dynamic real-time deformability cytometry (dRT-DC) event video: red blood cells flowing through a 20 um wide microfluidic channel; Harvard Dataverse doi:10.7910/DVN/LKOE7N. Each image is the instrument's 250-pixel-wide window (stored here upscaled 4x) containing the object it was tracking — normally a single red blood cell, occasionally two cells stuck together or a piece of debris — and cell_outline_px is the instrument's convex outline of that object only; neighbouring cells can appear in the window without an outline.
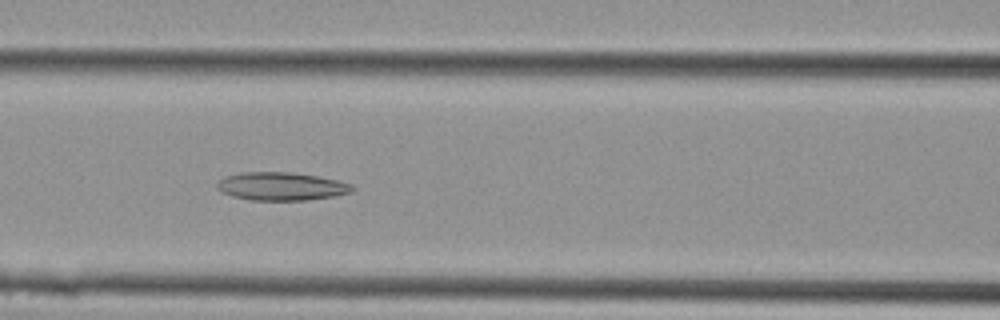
{"species": "Egyptian fruit bat (a non-hibernating species)", "species_latin": "Rousettus aegyptiacus", "temperature_condition": "cold", "stored_images_in_passage": 17, "camera_frame_rate_fps": 3000, "um_per_image_px": 0.085, "animal": {"sex": "female"}, "frame": {"image": 1, "passage_image": 12, "time_ms": 3.667, "image_size_px": [1000, 320], "cell_outline_px": [[356, 188], [352, 192], [336, 196], [308, 200], [252, 200], [232, 196], [220, 192], [216, 188], [216, 184], [224, 176], [240, 172], [292, 172], [316, 176], [336, 180], [352, 184]], "centroid_in_image_um": [23.9, 15.84], "position_along_channel_um": 142.7, "area_um2": 22.37}}
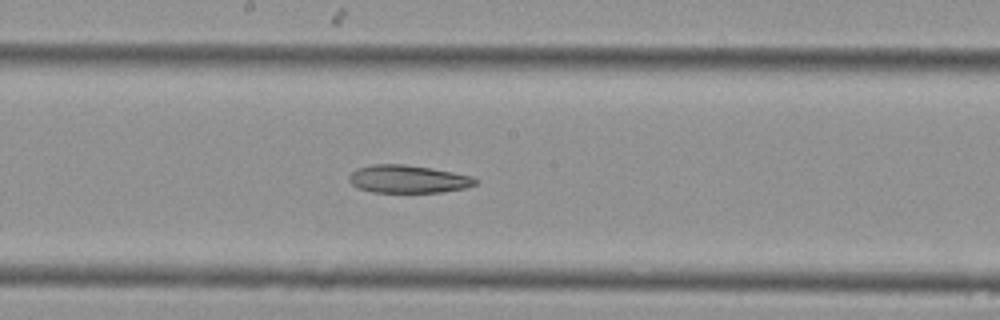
{"frame": {"image": 2, "passage_image": 15, "time_ms": 4.667, "image_size_px": [1000, 320], "cell_outline_px": [[480, 180], [476, 184], [468, 188], [440, 192], [372, 192], [360, 188], [352, 184], [348, 180], [348, 176], [356, 168], [372, 164], [404, 164], [432, 168], [472, 176]], "centroid_in_image_um": [34.71, 15.21], "position_along_channel_um": 213.5, "area_um2": 20.63}}
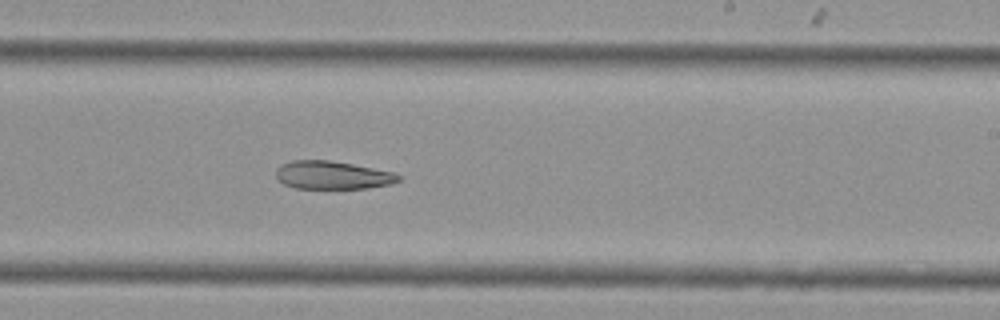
{"frame": {"image": 3, "passage_image": 17, "time_ms": 5.333, "image_size_px": [1000, 320], "cell_outline_px": [[400, 180], [392, 184], [368, 188], [296, 188], [284, 184], [276, 176], [276, 168], [280, 164], [292, 160], [328, 160], [352, 164], [392, 172], [400, 176]], "centroid_in_image_um": [28.24, 14.88], "position_along_channel_um": 260.8, "area_um2": 19.94}}